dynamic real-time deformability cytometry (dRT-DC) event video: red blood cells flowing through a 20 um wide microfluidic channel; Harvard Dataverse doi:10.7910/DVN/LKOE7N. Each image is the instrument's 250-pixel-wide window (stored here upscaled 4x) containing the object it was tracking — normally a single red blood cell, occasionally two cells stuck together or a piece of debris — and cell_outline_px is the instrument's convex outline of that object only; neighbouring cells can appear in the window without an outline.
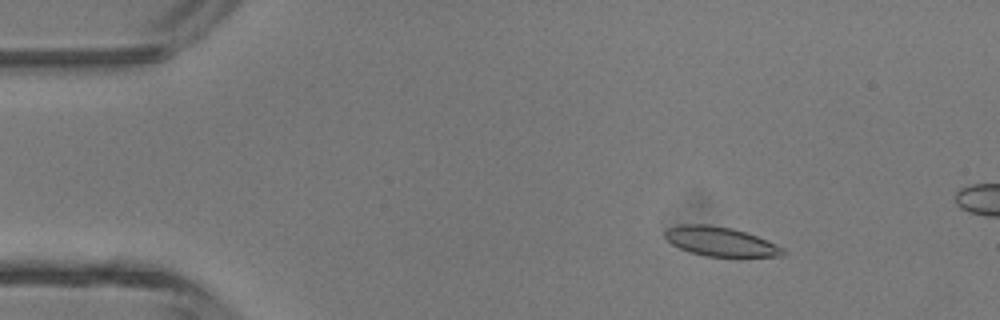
{"species": "common noctule bat (a hibernating species)", "species_latin": "Nyctalus noctula", "temperature_condition": "room temperature", "stored_images_in_passage": 14, "camera_frame_rate_fps": 3000, "um_per_image_px": 0.085, "animal": {"sex": "male", "body_mass_g": 13.3}, "frame": {"image": 1, "passage_image": 7, "time_ms": 2.0, "image_size_px": [1000, 320], "cell_outline_px": [[784, 256], [732, 260], [704, 256], [680, 248], [672, 244], [664, 236], [664, 232], [668, 228], [680, 224], [708, 224], [732, 228], [756, 236], [776, 244], [784, 248]], "centroid_in_image_um": [61.3, 20.59], "position_along_channel_um": 23.7, "area_um2": 21.04}}